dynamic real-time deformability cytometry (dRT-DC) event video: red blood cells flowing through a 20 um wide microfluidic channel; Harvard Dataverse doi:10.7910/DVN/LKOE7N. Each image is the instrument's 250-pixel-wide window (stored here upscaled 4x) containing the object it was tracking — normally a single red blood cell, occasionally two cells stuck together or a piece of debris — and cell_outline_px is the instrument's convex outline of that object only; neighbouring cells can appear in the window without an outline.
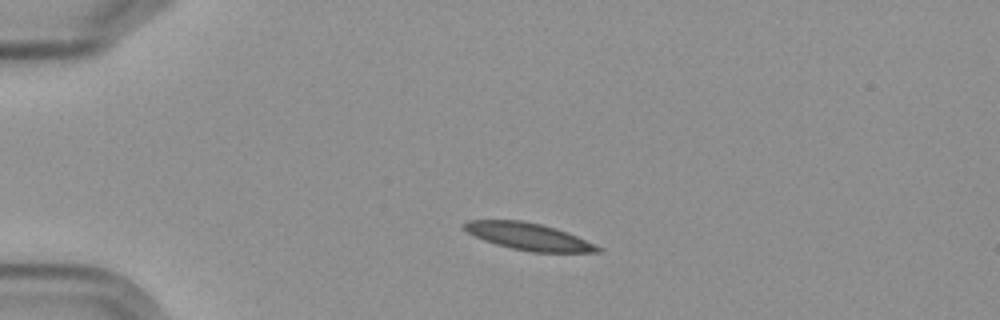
{"species": "Egyptian fruit bat (a non-hibernating species)", "species_latin": "Rousettus aegyptiacus", "temperature_condition": "cold", "stored_images_in_passage": 3, "camera_frame_rate_fps": 3000, "um_per_image_px": 0.085, "frame": {"image": 1, "passage_image": 2, "time_ms": 1.0, "image_size_px": [1000, 320], "cell_outline_px": [[604, 252], [532, 252], [512, 248], [496, 244], [484, 240], [468, 232], [464, 228], [464, 224], [468, 220], [520, 220], [540, 224], [556, 228], [596, 244], [604, 248]], "centroid_in_image_um": [44.99, 20.11], "position_along_channel_um": 40.0, "area_um2": 20.87}}